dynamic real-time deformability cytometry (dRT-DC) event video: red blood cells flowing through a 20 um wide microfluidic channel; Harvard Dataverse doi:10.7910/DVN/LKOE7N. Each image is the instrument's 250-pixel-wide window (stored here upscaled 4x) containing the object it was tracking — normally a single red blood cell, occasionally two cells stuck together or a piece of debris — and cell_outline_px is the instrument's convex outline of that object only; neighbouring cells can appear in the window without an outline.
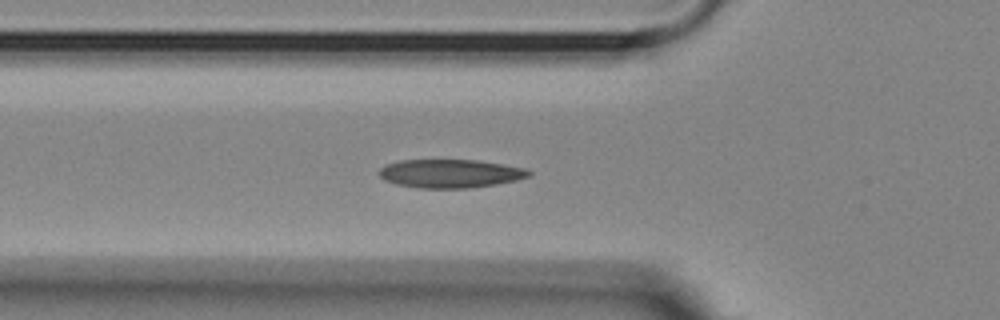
{"species": "Egyptian fruit bat (a non-hibernating species)", "species_latin": "Rousettus aegyptiacus", "temperature_condition": "room temperature", "stored_images_in_passage": 41, "camera_frame_rate_fps": 3000, "um_per_image_px": 0.085, "animal": {"sex": "female"}, "frame": {"image": 1, "passage_image": 4, "time_ms": 1.0, "image_size_px": [1000, 320], "cell_outline_px": [[532, 172], [528, 176], [516, 180], [496, 184], [468, 188], [416, 188], [396, 184], [384, 180], [380, 176], [380, 168], [384, 164], [400, 160], [480, 160], [524, 168]], "centroid_in_image_um": [38.23, 14.75], "position_along_channel_um": 87.6, "area_um2": 24.85}}
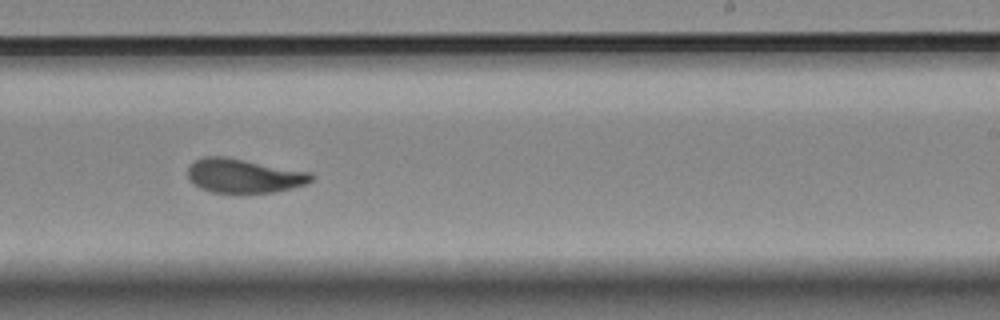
{"frame": {"image": 2, "passage_image": 19, "time_ms": 6.0, "image_size_px": [1000, 320], "cell_outline_px": [[316, 176], [308, 184], [292, 188], [272, 192], [212, 192], [200, 188], [192, 184], [188, 180], [188, 168], [196, 160], [204, 156], [228, 156], [312, 172]], "centroid_in_image_um": [20.76, 14.92], "position_along_channel_um": 268.2, "area_um2": 24.85}}
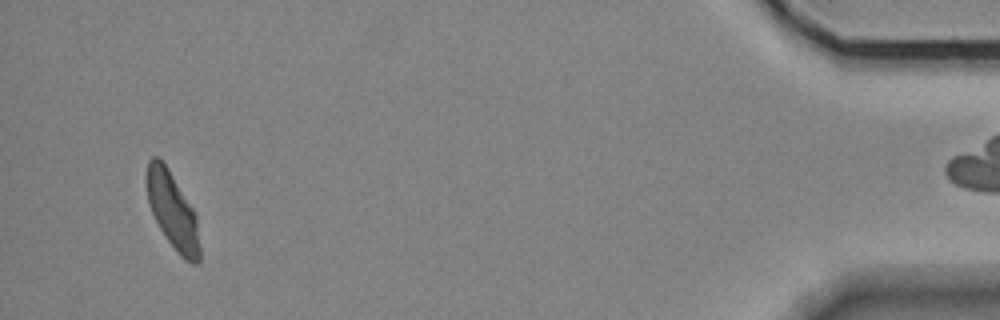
{"frame": {"image": 3, "passage_image": 38, "time_ms": 12.333, "image_size_px": [1000, 320], "cell_outline_px": [[200, 260], [196, 264], [192, 264], [180, 256], [168, 240], [160, 228], [148, 204], [144, 180], [148, 160], [152, 156], [156, 156], [168, 168], [196, 212], [200, 248]], "centroid_in_image_um": [14.65, 17.89], "position_along_channel_um": 420.5, "area_um2": 23.93}, "authors_computed_cell_mechanics": {"area_um2": 24.6806, "velocity_mm_per_s": 3.6047, "shape_relaxation_time_tau1_ms": 5.7147, "shape_relaxation_time_tau2_ms": 1.6708, "deformation_change_tau1": 0.1701, "deformation_change_tau2": 0.0757}}